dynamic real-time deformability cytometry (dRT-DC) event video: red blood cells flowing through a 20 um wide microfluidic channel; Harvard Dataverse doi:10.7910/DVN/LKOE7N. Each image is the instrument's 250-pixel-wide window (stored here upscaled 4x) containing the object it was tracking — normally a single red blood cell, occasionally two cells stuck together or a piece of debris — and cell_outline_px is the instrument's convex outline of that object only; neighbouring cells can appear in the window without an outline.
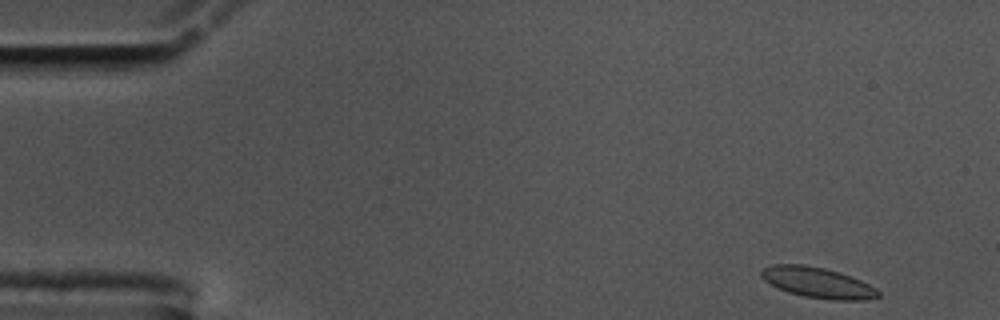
{"species": "common noctule bat (a hibernating species)", "species_latin": "Nyctalus noctula", "temperature_condition": "cold", "stored_images_in_passage": 53, "camera_frame_rate_fps": 3000, "um_per_image_px": 0.085, "animal": {"sex": "male", "body_mass_g": 17.5, "forearm_length_mm": 52.3}, "frame": {"image": 1, "passage_image": 1, "time_ms": 0.0, "image_size_px": [1000, 320], "cell_outline_px": [[880, 296], [864, 300], [832, 300], [804, 296], [788, 292], [764, 280], [760, 276], [760, 272], [764, 268], [772, 264], [804, 264], [824, 268], [840, 272], [852, 276], [876, 288], [880, 292]], "centroid_in_image_um": [69.52, 24.01], "position_along_channel_um": 15.5, "area_um2": 20.81}}
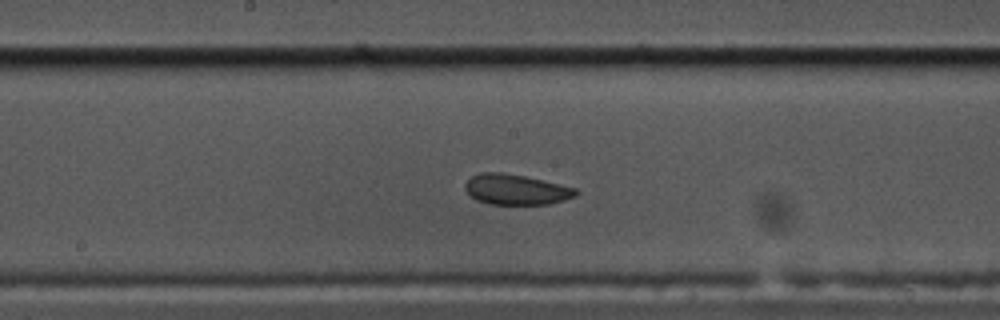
{"frame": {"image": 2, "passage_image": 26, "time_ms": 8.333, "image_size_px": [1000, 320], "cell_outline_px": [[580, 192], [576, 196], [564, 200], [548, 204], [488, 204], [476, 200], [464, 188], [464, 184], [472, 176], [480, 172], [500, 172], [524, 176], [560, 184], [576, 188]], "centroid_in_image_um": [43.87, 16.11], "position_along_channel_um": 204.3, "area_um2": 19.59}}
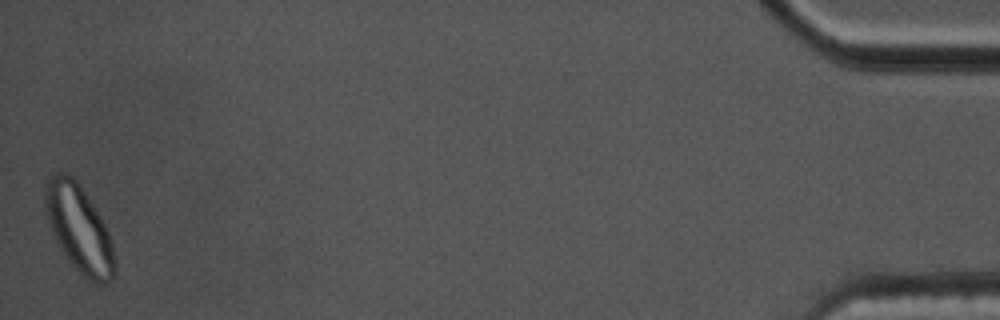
{"frame": {"image": 3, "passage_image": 53, "time_ms": 17.333, "image_size_px": [1000, 320], "cell_outline_px": [[116, 276], [108, 284], [96, 284], [88, 280], [68, 260], [60, 248], [52, 232], [48, 220], [44, 204], [44, 192], [48, 180], [52, 176], [60, 172], [64, 172], [72, 176], [76, 180], [100, 216], [108, 232], [112, 244], [116, 260]], "centroid_in_image_um": [6.75, 19.49], "position_along_channel_um": 428.5, "area_um2": 35.14}, "authors_computed_cell_mechanics": {"area_um2": 20.4612, "velocity_mm_per_s": 3.528, "shape_relaxation_time_tau1_ms": null, "shape_relaxation_time_tau2_ms": 1.8459, "deformation_change_tau1": null, "deformation_change_tau2": 0.0574}}